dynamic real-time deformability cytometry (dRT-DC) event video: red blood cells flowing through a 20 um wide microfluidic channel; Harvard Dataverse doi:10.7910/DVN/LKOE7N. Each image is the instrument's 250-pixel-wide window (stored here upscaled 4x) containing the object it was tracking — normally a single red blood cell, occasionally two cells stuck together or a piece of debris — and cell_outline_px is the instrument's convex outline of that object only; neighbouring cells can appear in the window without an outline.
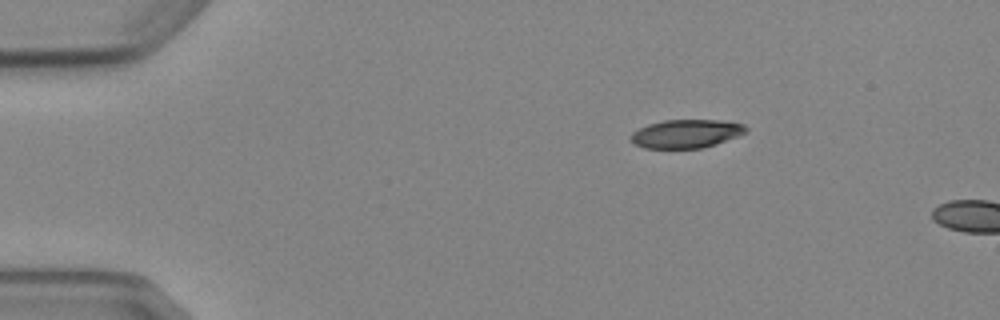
{"species": "Egyptian fruit bat (a non-hibernating species)", "species_latin": "Rousettus aegyptiacus", "temperature_condition": "cold", "stored_images_in_passage": 2, "camera_frame_rate_fps": 3000, "um_per_image_px": 0.085, "animal": {"sex": "female"}, "frame": {"image": 1, "passage_image": 1, "time_ms": 0.0, "image_size_px": [1000, 320], "cell_outline_px": [[748, 132], [716, 144], [700, 148], [644, 148], [636, 144], [632, 140], [632, 132], [648, 124], [664, 120], [720, 120], [744, 124], [748, 128]], "centroid_in_image_um": [58.37, 11.36], "position_along_channel_um": 26.6, "area_um2": 18.96}}